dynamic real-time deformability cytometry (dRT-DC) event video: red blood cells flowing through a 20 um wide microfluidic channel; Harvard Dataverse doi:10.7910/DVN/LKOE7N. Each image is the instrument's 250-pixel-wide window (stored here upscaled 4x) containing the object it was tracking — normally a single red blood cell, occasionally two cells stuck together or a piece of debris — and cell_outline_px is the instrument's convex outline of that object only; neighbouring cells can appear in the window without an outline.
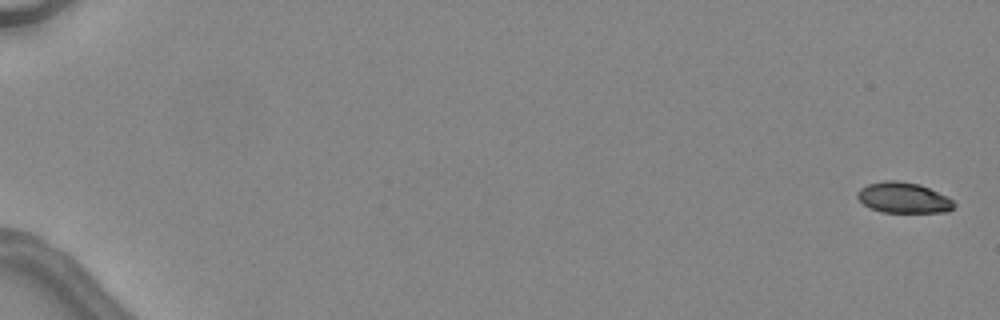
{"species": "common noctule bat (a hibernating species)", "species_latin": "Nyctalus noctula", "temperature_condition": "warm", "stored_images_in_passage": 6, "camera_frame_rate_fps": 3000, "um_per_image_px": 0.085, "animal": {"sex": "female", "body_mass_g": 24.6, "forearm_length_mm": 56.2}, "frame": {"image": 1, "passage_image": 1, "time_ms": 0.0, "image_size_px": [1000, 320], "cell_outline_px": [[956, 208], [948, 212], [880, 212], [868, 208], [856, 196], [856, 192], [860, 188], [868, 184], [884, 180], [896, 180], [920, 184], [948, 196], [956, 204]], "centroid_in_image_um": [76.81, 16.81], "position_along_channel_um": 8.2, "area_um2": 17.57}}
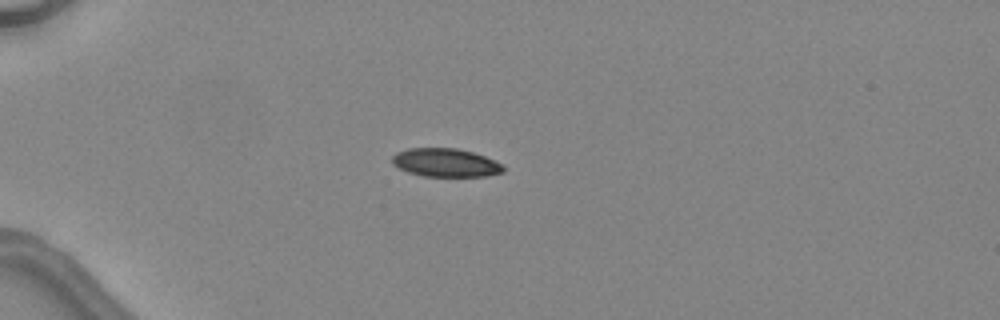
{"frame": {"image": 2, "passage_image": 5, "time_ms": 4.667, "image_size_px": [1000, 320], "cell_outline_px": [[504, 172], [488, 176], [424, 176], [408, 172], [392, 164], [392, 156], [396, 152], [408, 148], [456, 148], [472, 152], [484, 156], [504, 164]], "centroid_in_image_um": [37.88, 13.82], "position_along_channel_um": 47.1, "area_um2": 18.44}}